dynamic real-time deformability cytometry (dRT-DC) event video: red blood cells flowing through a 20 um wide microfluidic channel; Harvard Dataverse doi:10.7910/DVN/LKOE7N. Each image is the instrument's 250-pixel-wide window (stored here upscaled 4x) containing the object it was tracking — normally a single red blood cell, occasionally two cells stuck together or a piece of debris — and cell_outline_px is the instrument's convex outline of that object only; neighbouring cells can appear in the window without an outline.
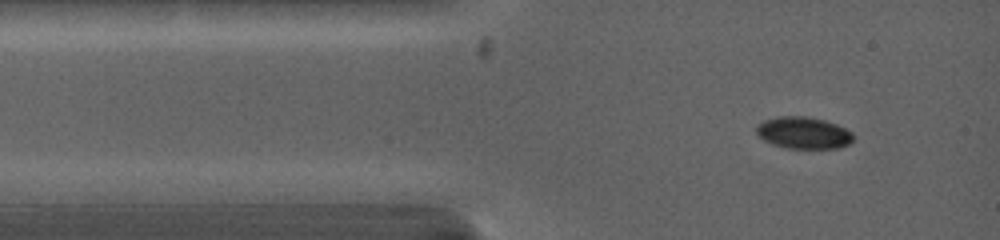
{"species": "common noctule bat (a hibernating species)", "species_latin": "Nyctalus noctula", "temperature_condition": "warm", "stored_images_in_passage": 10, "camera_frame_rate_fps": 5000, "um_per_image_px": 0.085, "animal": {"sex": "female", "body_mass_g": 19.0, "forearm_length_mm": 53.3}, "frame": {"image": 1, "passage_image": 1, "time_ms": 0.0, "image_size_px": [1000, 240], "cell_outline_px": [[852, 140], [848, 144], [840, 148], [788, 148], [772, 144], [764, 140], [756, 132], [756, 124], [764, 120], [776, 116], [808, 116], [824, 120], [836, 124], [852, 132]], "centroid_in_image_um": [68.27, 11.28], "position_along_channel_um": 16.7, "area_um2": 17.98}}
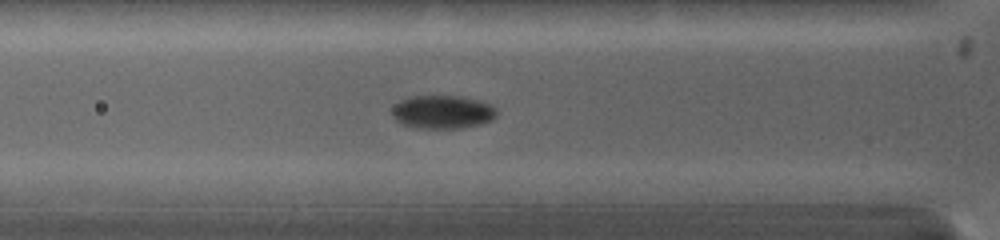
{"frame": {"image": 2, "passage_image": 8, "time_ms": 2.4, "image_size_px": [1000, 240], "cell_outline_px": [[496, 116], [492, 120], [480, 124], [460, 128], [416, 128], [404, 124], [396, 120], [392, 116], [392, 108], [400, 100], [408, 96], [460, 96], [480, 100], [492, 104], [496, 108]], "centroid_in_image_um": [37.63, 9.51], "position_along_channel_um": 88.2, "area_um2": 20.46}}
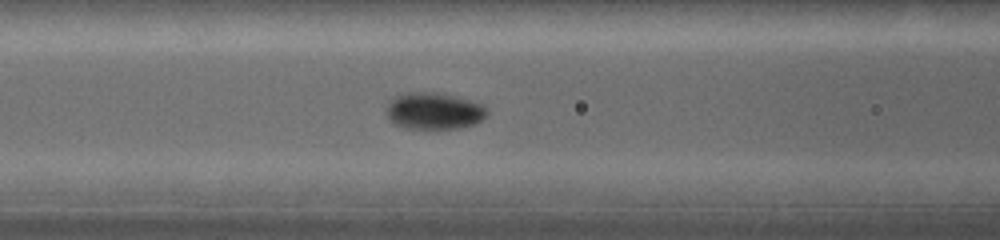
{"frame": {"image": 3, "passage_image": 10, "time_ms": 3.4, "image_size_px": [1000, 240], "cell_outline_px": [[488, 112], [476, 124], [460, 128], [404, 128], [388, 120], [388, 100], [396, 96], [408, 92], [436, 92], [484, 104], [488, 108]], "centroid_in_image_um": [36.89, 9.43], "position_along_channel_um": 129.7, "area_um2": 21.44}}